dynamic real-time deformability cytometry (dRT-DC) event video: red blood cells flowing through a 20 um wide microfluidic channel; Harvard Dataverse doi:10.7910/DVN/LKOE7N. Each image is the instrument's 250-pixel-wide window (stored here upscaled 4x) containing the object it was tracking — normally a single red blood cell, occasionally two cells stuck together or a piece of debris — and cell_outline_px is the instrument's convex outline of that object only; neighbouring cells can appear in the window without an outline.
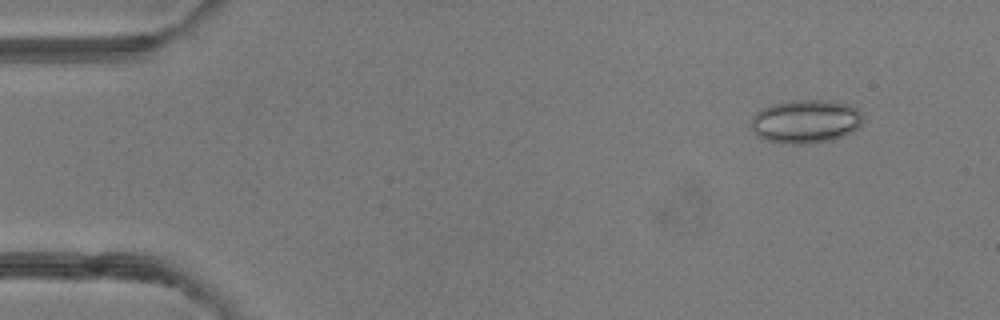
{"species": "common noctule bat (a hibernating species)", "species_latin": "Nyctalus noctula", "temperature_condition": "room temperature", "stored_images_in_passage": 49, "camera_frame_rate_fps": 3000, "um_per_image_px": 0.085, "animal": {"sex": "female"}, "frame": {"image": 1, "passage_image": 5, "time_ms": 1.333, "image_size_px": [1000, 320], "cell_outline_px": [[860, 124], [852, 132], [844, 136], [812, 144], [788, 144], [764, 140], [756, 136], [748, 124], [752, 116], [760, 108], [768, 104], [788, 100], [832, 100], [852, 104], [860, 112]], "centroid_in_image_um": [68.4, 10.31], "position_along_channel_um": 16.6, "area_um2": 29.02}}
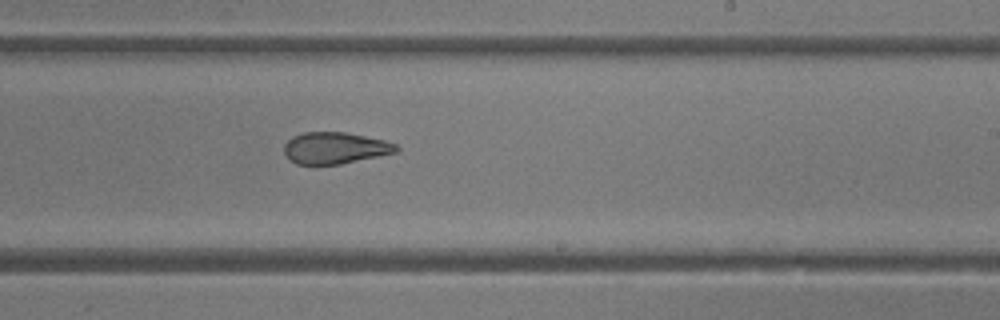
{"frame": {"image": 2, "passage_image": 30, "time_ms": 9.667, "image_size_px": [1000, 320], "cell_outline_px": [[400, 148], [396, 152], [340, 164], [296, 164], [284, 152], [284, 144], [292, 136], [304, 132], [344, 132], [384, 140], [396, 144]], "centroid_in_image_um": [28.47, 12.57], "position_along_channel_um": 260.5, "area_um2": 20.4}}
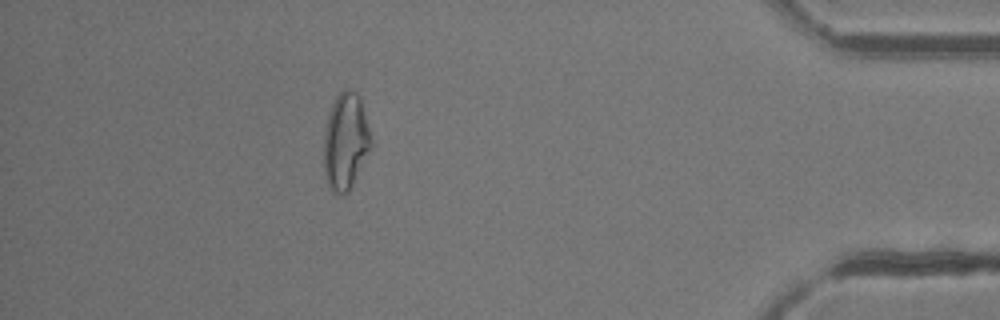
{"frame": {"image": 3, "passage_image": 44, "time_ms": 14.333, "image_size_px": [1000, 320], "cell_outline_px": [[372, 148], [348, 192], [332, 192], [328, 184], [324, 172], [324, 132], [328, 112], [336, 96], [344, 88], [348, 88], [356, 92], [360, 96], [372, 140]], "centroid_in_image_um": [29.38, 11.97], "position_along_channel_um": 405.8, "area_um2": 26.7}, "authors_computed_cell_mechanics": {"area_um2": 24.0448, "velocity_mm_per_s": 4.2115, "shape_relaxation_time_tau1_ms": 6.3715, "shape_relaxation_time_tau2_ms": 2.3918, "deformation_change_tau1": 0.1634, "deformation_change_tau2": 0.1063}}